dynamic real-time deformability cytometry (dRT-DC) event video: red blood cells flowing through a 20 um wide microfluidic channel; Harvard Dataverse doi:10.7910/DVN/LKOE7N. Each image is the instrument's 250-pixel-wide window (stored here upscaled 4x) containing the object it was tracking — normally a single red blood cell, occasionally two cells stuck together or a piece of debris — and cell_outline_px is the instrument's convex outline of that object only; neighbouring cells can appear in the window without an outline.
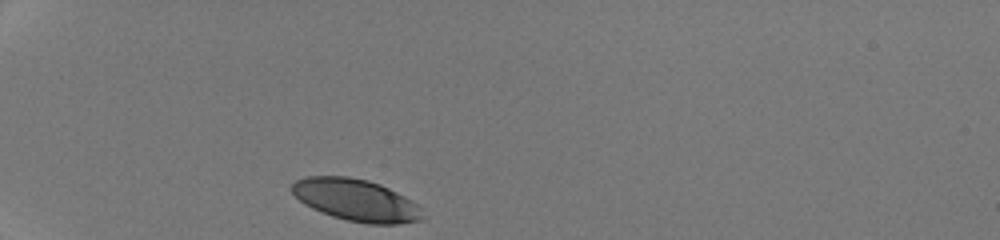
{"species": "human", "species_latin": "Homo sapiens", "temperature_condition": "room temperature", "stored_images_in_passage": 29, "camera_frame_rate_fps": 3000, "um_per_image_px": 0.085, "donor": {"sex": "male"}, "frame": {"image": 1, "passage_image": 1, "time_ms": 0.0, "image_size_px": [1000, 240], "cell_outline_px": [[424, 216], [420, 220], [396, 224], [368, 224], [348, 220], [332, 216], [312, 208], [304, 204], [288, 188], [296, 180], [308, 176], [348, 176], [368, 180], [380, 184], [412, 200], [416, 204]], "centroid_in_image_um": [30.23, 17.0], "position_along_channel_um": 54.8, "area_um2": 31.79}}
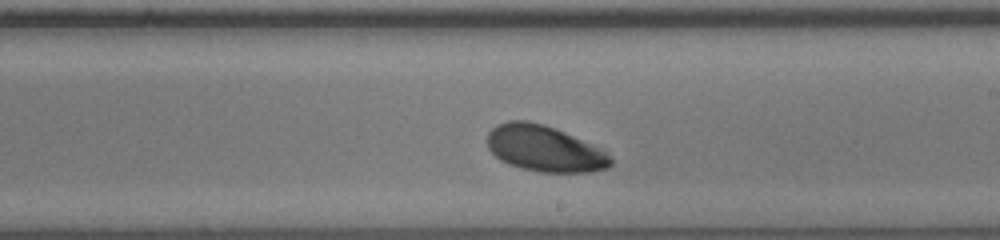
{"frame": {"image": 2, "passage_image": 17, "time_ms": 5.333, "image_size_px": [1000, 240], "cell_outline_px": [[612, 164], [608, 168], [592, 172], [540, 172], [508, 164], [500, 160], [488, 148], [488, 132], [496, 124], [508, 120], [524, 120], [544, 124], [564, 132], [600, 148], [608, 152], [612, 160]], "centroid_in_image_um": [46.29, 12.63], "position_along_channel_um": 242.7, "area_um2": 33.06}}
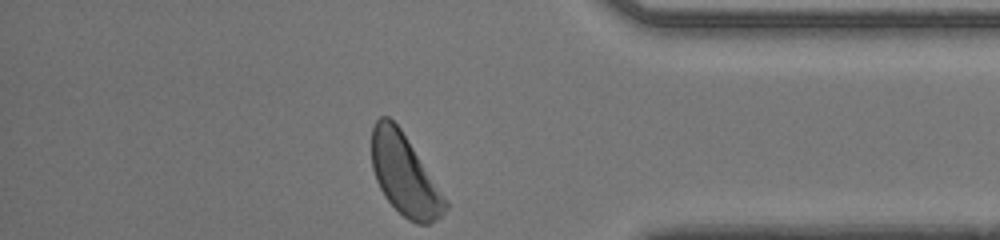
{"frame": {"image": 3, "passage_image": 29, "time_ms": 9.333, "image_size_px": [1000, 240], "cell_outline_px": [[448, 208], [436, 220], [428, 224], [416, 224], [408, 220], [384, 196], [376, 180], [372, 168], [372, 128], [376, 120], [380, 116], [388, 116], [400, 128], [448, 200]], "centroid_in_image_um": [34.39, 14.87], "position_along_channel_um": 400.8, "area_um2": 34.45}, "authors_computed_cell_mechanics": {"area_um2": 33.3506, "velocity_mm_per_s": 4.2457, "shape_relaxation_time_tau1_ms": 1.3261, "shape_relaxation_time_tau2_ms": null, "deformation_change_tau1": 0.1013, "deformation_change_tau2": null}}